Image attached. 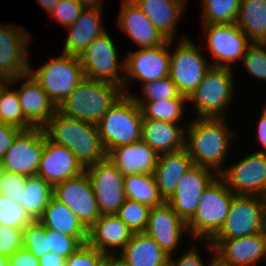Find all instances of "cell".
<instances>
[{
	"label": "cell",
	"instance_id": "6da1fadb",
	"mask_svg": "<svg viewBox=\"0 0 266 266\" xmlns=\"http://www.w3.org/2000/svg\"><path fill=\"white\" fill-rule=\"evenodd\" d=\"M225 117H197L186 127L185 148L193 165L211 169L219 175L234 134L227 127Z\"/></svg>",
	"mask_w": 266,
	"mask_h": 266
},
{
	"label": "cell",
	"instance_id": "7a4b0ae2",
	"mask_svg": "<svg viewBox=\"0 0 266 266\" xmlns=\"http://www.w3.org/2000/svg\"><path fill=\"white\" fill-rule=\"evenodd\" d=\"M43 129L50 140L67 147L84 169L107 157L97 124L70 118L57 111Z\"/></svg>",
	"mask_w": 266,
	"mask_h": 266
},
{
	"label": "cell",
	"instance_id": "3957f363",
	"mask_svg": "<svg viewBox=\"0 0 266 266\" xmlns=\"http://www.w3.org/2000/svg\"><path fill=\"white\" fill-rule=\"evenodd\" d=\"M124 94L112 83L85 78L57 107L67 117L97 124Z\"/></svg>",
	"mask_w": 266,
	"mask_h": 266
},
{
	"label": "cell",
	"instance_id": "277c9868",
	"mask_svg": "<svg viewBox=\"0 0 266 266\" xmlns=\"http://www.w3.org/2000/svg\"><path fill=\"white\" fill-rule=\"evenodd\" d=\"M142 119L141 108L133 97L123 94L97 123L106 154L115 147L141 141Z\"/></svg>",
	"mask_w": 266,
	"mask_h": 266
},
{
	"label": "cell",
	"instance_id": "5b68a950",
	"mask_svg": "<svg viewBox=\"0 0 266 266\" xmlns=\"http://www.w3.org/2000/svg\"><path fill=\"white\" fill-rule=\"evenodd\" d=\"M234 195L217 176L203 191L199 206L186 223L187 231L197 239L209 241L226 220Z\"/></svg>",
	"mask_w": 266,
	"mask_h": 266
},
{
	"label": "cell",
	"instance_id": "8992f818",
	"mask_svg": "<svg viewBox=\"0 0 266 266\" xmlns=\"http://www.w3.org/2000/svg\"><path fill=\"white\" fill-rule=\"evenodd\" d=\"M232 75L231 68L210 67L197 88L187 98L195 104L197 117L224 118V109L228 108L234 95Z\"/></svg>",
	"mask_w": 266,
	"mask_h": 266
},
{
	"label": "cell",
	"instance_id": "52a82bcc",
	"mask_svg": "<svg viewBox=\"0 0 266 266\" xmlns=\"http://www.w3.org/2000/svg\"><path fill=\"white\" fill-rule=\"evenodd\" d=\"M30 65V75L40 84L58 107L76 86L85 79L79 57L64 53L34 70Z\"/></svg>",
	"mask_w": 266,
	"mask_h": 266
},
{
	"label": "cell",
	"instance_id": "ba28073f",
	"mask_svg": "<svg viewBox=\"0 0 266 266\" xmlns=\"http://www.w3.org/2000/svg\"><path fill=\"white\" fill-rule=\"evenodd\" d=\"M264 197L234 195L220 230L210 240H230L264 231Z\"/></svg>",
	"mask_w": 266,
	"mask_h": 266
},
{
	"label": "cell",
	"instance_id": "9c48e42d",
	"mask_svg": "<svg viewBox=\"0 0 266 266\" xmlns=\"http://www.w3.org/2000/svg\"><path fill=\"white\" fill-rule=\"evenodd\" d=\"M116 52L107 31L95 38L79 56L85 78L112 83L124 91V75L119 70H125V61L119 65Z\"/></svg>",
	"mask_w": 266,
	"mask_h": 266
},
{
	"label": "cell",
	"instance_id": "30bf717a",
	"mask_svg": "<svg viewBox=\"0 0 266 266\" xmlns=\"http://www.w3.org/2000/svg\"><path fill=\"white\" fill-rule=\"evenodd\" d=\"M178 44L170 53L169 76L178 92L188 98L212 65L189 39L183 38Z\"/></svg>",
	"mask_w": 266,
	"mask_h": 266
},
{
	"label": "cell",
	"instance_id": "8fae6325",
	"mask_svg": "<svg viewBox=\"0 0 266 266\" xmlns=\"http://www.w3.org/2000/svg\"><path fill=\"white\" fill-rule=\"evenodd\" d=\"M101 215L116 214L126 200L124 175L107 157L85 169Z\"/></svg>",
	"mask_w": 266,
	"mask_h": 266
},
{
	"label": "cell",
	"instance_id": "7c38bea8",
	"mask_svg": "<svg viewBox=\"0 0 266 266\" xmlns=\"http://www.w3.org/2000/svg\"><path fill=\"white\" fill-rule=\"evenodd\" d=\"M44 148L43 128L32 127L21 130L5 152L0 167L5 171L23 174L27 177L36 176Z\"/></svg>",
	"mask_w": 266,
	"mask_h": 266
},
{
	"label": "cell",
	"instance_id": "4fadbf2b",
	"mask_svg": "<svg viewBox=\"0 0 266 266\" xmlns=\"http://www.w3.org/2000/svg\"><path fill=\"white\" fill-rule=\"evenodd\" d=\"M53 197L65 204L87 230L101 215L86 171L55 184Z\"/></svg>",
	"mask_w": 266,
	"mask_h": 266
},
{
	"label": "cell",
	"instance_id": "5bb4252c",
	"mask_svg": "<svg viewBox=\"0 0 266 266\" xmlns=\"http://www.w3.org/2000/svg\"><path fill=\"white\" fill-rule=\"evenodd\" d=\"M207 46L215 62L214 67L232 68V64L245 55L251 44L245 33L235 23L204 24Z\"/></svg>",
	"mask_w": 266,
	"mask_h": 266
},
{
	"label": "cell",
	"instance_id": "9a60e30c",
	"mask_svg": "<svg viewBox=\"0 0 266 266\" xmlns=\"http://www.w3.org/2000/svg\"><path fill=\"white\" fill-rule=\"evenodd\" d=\"M32 36L16 25L0 24V81L29 73L28 45Z\"/></svg>",
	"mask_w": 266,
	"mask_h": 266
},
{
	"label": "cell",
	"instance_id": "2e32d148",
	"mask_svg": "<svg viewBox=\"0 0 266 266\" xmlns=\"http://www.w3.org/2000/svg\"><path fill=\"white\" fill-rule=\"evenodd\" d=\"M236 195L266 196V154L252 153L218 175Z\"/></svg>",
	"mask_w": 266,
	"mask_h": 266
},
{
	"label": "cell",
	"instance_id": "e0dca14e",
	"mask_svg": "<svg viewBox=\"0 0 266 266\" xmlns=\"http://www.w3.org/2000/svg\"><path fill=\"white\" fill-rule=\"evenodd\" d=\"M171 44L172 40H168L160 46L140 48L136 52H128V57L124 59V74H126L124 75V94L128 92L125 90L130 81L129 77L145 83L169 76L170 51H168V47Z\"/></svg>",
	"mask_w": 266,
	"mask_h": 266
},
{
	"label": "cell",
	"instance_id": "ac0fdd59",
	"mask_svg": "<svg viewBox=\"0 0 266 266\" xmlns=\"http://www.w3.org/2000/svg\"><path fill=\"white\" fill-rule=\"evenodd\" d=\"M207 243L215 258L226 266H251L260 259L266 260L265 231L230 240H209Z\"/></svg>",
	"mask_w": 266,
	"mask_h": 266
},
{
	"label": "cell",
	"instance_id": "d6986e66",
	"mask_svg": "<svg viewBox=\"0 0 266 266\" xmlns=\"http://www.w3.org/2000/svg\"><path fill=\"white\" fill-rule=\"evenodd\" d=\"M211 169L193 165L179 180L176 191L167 200L178 216L187 223L199 206L203 191L218 176Z\"/></svg>",
	"mask_w": 266,
	"mask_h": 266
},
{
	"label": "cell",
	"instance_id": "ffe728a7",
	"mask_svg": "<svg viewBox=\"0 0 266 266\" xmlns=\"http://www.w3.org/2000/svg\"><path fill=\"white\" fill-rule=\"evenodd\" d=\"M85 169L75 155L64 145L55 143L45 134V148L37 170V176L53 186L78 176Z\"/></svg>",
	"mask_w": 266,
	"mask_h": 266
},
{
	"label": "cell",
	"instance_id": "44dd1931",
	"mask_svg": "<svg viewBox=\"0 0 266 266\" xmlns=\"http://www.w3.org/2000/svg\"><path fill=\"white\" fill-rule=\"evenodd\" d=\"M184 232H187L186 223L167 201L150 209L145 233L152 237L169 256L178 248Z\"/></svg>",
	"mask_w": 266,
	"mask_h": 266
},
{
	"label": "cell",
	"instance_id": "7402d4cb",
	"mask_svg": "<svg viewBox=\"0 0 266 266\" xmlns=\"http://www.w3.org/2000/svg\"><path fill=\"white\" fill-rule=\"evenodd\" d=\"M23 79L26 81L19 90L16 89V93L24 117L33 127L43 128L57 112V106L30 73L10 80L8 83L11 85Z\"/></svg>",
	"mask_w": 266,
	"mask_h": 266
},
{
	"label": "cell",
	"instance_id": "603a6c76",
	"mask_svg": "<svg viewBox=\"0 0 266 266\" xmlns=\"http://www.w3.org/2000/svg\"><path fill=\"white\" fill-rule=\"evenodd\" d=\"M132 235L131 229L116 214L100 215L88 229L87 244L108 257L117 256L111 249L120 247L121 252Z\"/></svg>",
	"mask_w": 266,
	"mask_h": 266
},
{
	"label": "cell",
	"instance_id": "cb8c5ba5",
	"mask_svg": "<svg viewBox=\"0 0 266 266\" xmlns=\"http://www.w3.org/2000/svg\"><path fill=\"white\" fill-rule=\"evenodd\" d=\"M122 1L118 23L139 47H156L168 41L132 0Z\"/></svg>",
	"mask_w": 266,
	"mask_h": 266
},
{
	"label": "cell",
	"instance_id": "d4e9b609",
	"mask_svg": "<svg viewBox=\"0 0 266 266\" xmlns=\"http://www.w3.org/2000/svg\"><path fill=\"white\" fill-rule=\"evenodd\" d=\"M158 157L159 154L143 141L115 147L107 154L124 176L153 174Z\"/></svg>",
	"mask_w": 266,
	"mask_h": 266
},
{
	"label": "cell",
	"instance_id": "484cf974",
	"mask_svg": "<svg viewBox=\"0 0 266 266\" xmlns=\"http://www.w3.org/2000/svg\"><path fill=\"white\" fill-rule=\"evenodd\" d=\"M193 166L186 150L159 154L153 176L160 195L167 201L176 191L180 178Z\"/></svg>",
	"mask_w": 266,
	"mask_h": 266
},
{
	"label": "cell",
	"instance_id": "4316f807",
	"mask_svg": "<svg viewBox=\"0 0 266 266\" xmlns=\"http://www.w3.org/2000/svg\"><path fill=\"white\" fill-rule=\"evenodd\" d=\"M127 266H168L169 255L145 232L133 233L116 256Z\"/></svg>",
	"mask_w": 266,
	"mask_h": 266
},
{
	"label": "cell",
	"instance_id": "83f0119b",
	"mask_svg": "<svg viewBox=\"0 0 266 266\" xmlns=\"http://www.w3.org/2000/svg\"><path fill=\"white\" fill-rule=\"evenodd\" d=\"M186 128L167 121L142 119L141 141L158 154L185 148Z\"/></svg>",
	"mask_w": 266,
	"mask_h": 266
},
{
	"label": "cell",
	"instance_id": "f1b7e54d",
	"mask_svg": "<svg viewBox=\"0 0 266 266\" xmlns=\"http://www.w3.org/2000/svg\"><path fill=\"white\" fill-rule=\"evenodd\" d=\"M102 8H85L77 20L66 27L69 34L64 45V53L79 57L87 46L106 32L101 22Z\"/></svg>",
	"mask_w": 266,
	"mask_h": 266
},
{
	"label": "cell",
	"instance_id": "f546056e",
	"mask_svg": "<svg viewBox=\"0 0 266 266\" xmlns=\"http://www.w3.org/2000/svg\"><path fill=\"white\" fill-rule=\"evenodd\" d=\"M167 40H174L186 0H132Z\"/></svg>",
	"mask_w": 266,
	"mask_h": 266
},
{
	"label": "cell",
	"instance_id": "4dcf8cb0",
	"mask_svg": "<svg viewBox=\"0 0 266 266\" xmlns=\"http://www.w3.org/2000/svg\"><path fill=\"white\" fill-rule=\"evenodd\" d=\"M45 228L55 230L68 236H88V230L77 216L63 203L54 197L44 209L38 220Z\"/></svg>",
	"mask_w": 266,
	"mask_h": 266
},
{
	"label": "cell",
	"instance_id": "1f68e13d",
	"mask_svg": "<svg viewBox=\"0 0 266 266\" xmlns=\"http://www.w3.org/2000/svg\"><path fill=\"white\" fill-rule=\"evenodd\" d=\"M236 24L251 43H266V0H241Z\"/></svg>",
	"mask_w": 266,
	"mask_h": 266
},
{
	"label": "cell",
	"instance_id": "d6a6232c",
	"mask_svg": "<svg viewBox=\"0 0 266 266\" xmlns=\"http://www.w3.org/2000/svg\"><path fill=\"white\" fill-rule=\"evenodd\" d=\"M54 186L39 176L27 177L25 190L22 191L19 204L32 220H39L45 207L53 198Z\"/></svg>",
	"mask_w": 266,
	"mask_h": 266
},
{
	"label": "cell",
	"instance_id": "836d02e7",
	"mask_svg": "<svg viewBox=\"0 0 266 266\" xmlns=\"http://www.w3.org/2000/svg\"><path fill=\"white\" fill-rule=\"evenodd\" d=\"M124 191L128 199L150 208L165 202L160 195L153 174H132L124 177Z\"/></svg>",
	"mask_w": 266,
	"mask_h": 266
},
{
	"label": "cell",
	"instance_id": "e575fe53",
	"mask_svg": "<svg viewBox=\"0 0 266 266\" xmlns=\"http://www.w3.org/2000/svg\"><path fill=\"white\" fill-rule=\"evenodd\" d=\"M8 81H0V121L21 130L33 126L25 119L16 90L9 91Z\"/></svg>",
	"mask_w": 266,
	"mask_h": 266
},
{
	"label": "cell",
	"instance_id": "d590c367",
	"mask_svg": "<svg viewBox=\"0 0 266 266\" xmlns=\"http://www.w3.org/2000/svg\"><path fill=\"white\" fill-rule=\"evenodd\" d=\"M187 98H170L156 102H136L146 119L177 123L182 115Z\"/></svg>",
	"mask_w": 266,
	"mask_h": 266
},
{
	"label": "cell",
	"instance_id": "8d00e7d4",
	"mask_svg": "<svg viewBox=\"0 0 266 266\" xmlns=\"http://www.w3.org/2000/svg\"><path fill=\"white\" fill-rule=\"evenodd\" d=\"M241 0H202L204 24L235 23Z\"/></svg>",
	"mask_w": 266,
	"mask_h": 266
},
{
	"label": "cell",
	"instance_id": "74e56055",
	"mask_svg": "<svg viewBox=\"0 0 266 266\" xmlns=\"http://www.w3.org/2000/svg\"><path fill=\"white\" fill-rule=\"evenodd\" d=\"M150 209L145 204L126 198L116 215L133 233L145 232Z\"/></svg>",
	"mask_w": 266,
	"mask_h": 266
},
{
	"label": "cell",
	"instance_id": "f35d334b",
	"mask_svg": "<svg viewBox=\"0 0 266 266\" xmlns=\"http://www.w3.org/2000/svg\"><path fill=\"white\" fill-rule=\"evenodd\" d=\"M142 99L137 98L134 94L131 95L135 102H156L170 98H187L181 95L176 87V84L171 80L170 76L158 79L155 81L142 83Z\"/></svg>",
	"mask_w": 266,
	"mask_h": 266
},
{
	"label": "cell",
	"instance_id": "ab89813d",
	"mask_svg": "<svg viewBox=\"0 0 266 266\" xmlns=\"http://www.w3.org/2000/svg\"><path fill=\"white\" fill-rule=\"evenodd\" d=\"M47 251L57 253L68 258L83 244L87 243L88 236H68L46 228Z\"/></svg>",
	"mask_w": 266,
	"mask_h": 266
},
{
	"label": "cell",
	"instance_id": "60d3db41",
	"mask_svg": "<svg viewBox=\"0 0 266 266\" xmlns=\"http://www.w3.org/2000/svg\"><path fill=\"white\" fill-rule=\"evenodd\" d=\"M32 221L19 203L0 194V224L23 230Z\"/></svg>",
	"mask_w": 266,
	"mask_h": 266
},
{
	"label": "cell",
	"instance_id": "b9f144b4",
	"mask_svg": "<svg viewBox=\"0 0 266 266\" xmlns=\"http://www.w3.org/2000/svg\"><path fill=\"white\" fill-rule=\"evenodd\" d=\"M23 248L32 252L37 258L43 256L47 251L46 228L34 220L23 229Z\"/></svg>",
	"mask_w": 266,
	"mask_h": 266
},
{
	"label": "cell",
	"instance_id": "7bdbcfd3",
	"mask_svg": "<svg viewBox=\"0 0 266 266\" xmlns=\"http://www.w3.org/2000/svg\"><path fill=\"white\" fill-rule=\"evenodd\" d=\"M266 43H251L242 57L247 71L258 79L266 81Z\"/></svg>",
	"mask_w": 266,
	"mask_h": 266
},
{
	"label": "cell",
	"instance_id": "ee69618b",
	"mask_svg": "<svg viewBox=\"0 0 266 266\" xmlns=\"http://www.w3.org/2000/svg\"><path fill=\"white\" fill-rule=\"evenodd\" d=\"M27 176L3 170L0 177V194L19 203L22 191L25 190Z\"/></svg>",
	"mask_w": 266,
	"mask_h": 266
},
{
	"label": "cell",
	"instance_id": "f6af8a7d",
	"mask_svg": "<svg viewBox=\"0 0 266 266\" xmlns=\"http://www.w3.org/2000/svg\"><path fill=\"white\" fill-rule=\"evenodd\" d=\"M107 258V255L86 243L66 259L65 266H104Z\"/></svg>",
	"mask_w": 266,
	"mask_h": 266
},
{
	"label": "cell",
	"instance_id": "bcb514c9",
	"mask_svg": "<svg viewBox=\"0 0 266 266\" xmlns=\"http://www.w3.org/2000/svg\"><path fill=\"white\" fill-rule=\"evenodd\" d=\"M85 8L77 0H60L58 5L50 13V17L57 20L65 28L72 25Z\"/></svg>",
	"mask_w": 266,
	"mask_h": 266
},
{
	"label": "cell",
	"instance_id": "7dc6e473",
	"mask_svg": "<svg viewBox=\"0 0 266 266\" xmlns=\"http://www.w3.org/2000/svg\"><path fill=\"white\" fill-rule=\"evenodd\" d=\"M23 230L0 224V255L9 257L23 248Z\"/></svg>",
	"mask_w": 266,
	"mask_h": 266
},
{
	"label": "cell",
	"instance_id": "c3c4849f",
	"mask_svg": "<svg viewBox=\"0 0 266 266\" xmlns=\"http://www.w3.org/2000/svg\"><path fill=\"white\" fill-rule=\"evenodd\" d=\"M20 131L21 129L18 127L0 121V164L3 162L5 152L12 145Z\"/></svg>",
	"mask_w": 266,
	"mask_h": 266
},
{
	"label": "cell",
	"instance_id": "681fc988",
	"mask_svg": "<svg viewBox=\"0 0 266 266\" xmlns=\"http://www.w3.org/2000/svg\"><path fill=\"white\" fill-rule=\"evenodd\" d=\"M8 262L13 266H39V258L25 248H21L10 255Z\"/></svg>",
	"mask_w": 266,
	"mask_h": 266
},
{
	"label": "cell",
	"instance_id": "f907efd6",
	"mask_svg": "<svg viewBox=\"0 0 266 266\" xmlns=\"http://www.w3.org/2000/svg\"><path fill=\"white\" fill-rule=\"evenodd\" d=\"M172 257V255L169 256L168 266H206L201 261L202 259L200 258V255L195 247H192L190 250L186 251V253L182 254L179 259L175 260Z\"/></svg>",
	"mask_w": 266,
	"mask_h": 266
},
{
	"label": "cell",
	"instance_id": "816d5d0a",
	"mask_svg": "<svg viewBox=\"0 0 266 266\" xmlns=\"http://www.w3.org/2000/svg\"><path fill=\"white\" fill-rule=\"evenodd\" d=\"M66 258L54 252L45 253L39 257V266H65Z\"/></svg>",
	"mask_w": 266,
	"mask_h": 266
},
{
	"label": "cell",
	"instance_id": "f5cc1de1",
	"mask_svg": "<svg viewBox=\"0 0 266 266\" xmlns=\"http://www.w3.org/2000/svg\"><path fill=\"white\" fill-rule=\"evenodd\" d=\"M257 140L262 144L265 150L258 151V153L266 154V106L263 109L261 118L258 122Z\"/></svg>",
	"mask_w": 266,
	"mask_h": 266
},
{
	"label": "cell",
	"instance_id": "db71d44e",
	"mask_svg": "<svg viewBox=\"0 0 266 266\" xmlns=\"http://www.w3.org/2000/svg\"><path fill=\"white\" fill-rule=\"evenodd\" d=\"M42 7L50 14L53 9L58 5L60 0H37Z\"/></svg>",
	"mask_w": 266,
	"mask_h": 266
},
{
	"label": "cell",
	"instance_id": "11a10c76",
	"mask_svg": "<svg viewBox=\"0 0 266 266\" xmlns=\"http://www.w3.org/2000/svg\"><path fill=\"white\" fill-rule=\"evenodd\" d=\"M80 4L86 8H102L103 0H77Z\"/></svg>",
	"mask_w": 266,
	"mask_h": 266
},
{
	"label": "cell",
	"instance_id": "9f6ffc18",
	"mask_svg": "<svg viewBox=\"0 0 266 266\" xmlns=\"http://www.w3.org/2000/svg\"><path fill=\"white\" fill-rule=\"evenodd\" d=\"M104 266H127L116 256L108 257Z\"/></svg>",
	"mask_w": 266,
	"mask_h": 266
},
{
	"label": "cell",
	"instance_id": "6f0895ef",
	"mask_svg": "<svg viewBox=\"0 0 266 266\" xmlns=\"http://www.w3.org/2000/svg\"><path fill=\"white\" fill-rule=\"evenodd\" d=\"M263 208H264V231L266 233V196H264Z\"/></svg>",
	"mask_w": 266,
	"mask_h": 266
},
{
	"label": "cell",
	"instance_id": "680465c9",
	"mask_svg": "<svg viewBox=\"0 0 266 266\" xmlns=\"http://www.w3.org/2000/svg\"><path fill=\"white\" fill-rule=\"evenodd\" d=\"M209 266H226L222 263H220L214 256L213 260L211 261V263H209Z\"/></svg>",
	"mask_w": 266,
	"mask_h": 266
},
{
	"label": "cell",
	"instance_id": "91938a15",
	"mask_svg": "<svg viewBox=\"0 0 266 266\" xmlns=\"http://www.w3.org/2000/svg\"><path fill=\"white\" fill-rule=\"evenodd\" d=\"M7 263H8V258L0 255V266H6Z\"/></svg>",
	"mask_w": 266,
	"mask_h": 266
},
{
	"label": "cell",
	"instance_id": "94428289",
	"mask_svg": "<svg viewBox=\"0 0 266 266\" xmlns=\"http://www.w3.org/2000/svg\"><path fill=\"white\" fill-rule=\"evenodd\" d=\"M2 172H3V169L0 167V177H1Z\"/></svg>",
	"mask_w": 266,
	"mask_h": 266
},
{
	"label": "cell",
	"instance_id": "6125c7cd",
	"mask_svg": "<svg viewBox=\"0 0 266 266\" xmlns=\"http://www.w3.org/2000/svg\"><path fill=\"white\" fill-rule=\"evenodd\" d=\"M6 266H13V265H11L9 262L6 264Z\"/></svg>",
	"mask_w": 266,
	"mask_h": 266
}]
</instances>
